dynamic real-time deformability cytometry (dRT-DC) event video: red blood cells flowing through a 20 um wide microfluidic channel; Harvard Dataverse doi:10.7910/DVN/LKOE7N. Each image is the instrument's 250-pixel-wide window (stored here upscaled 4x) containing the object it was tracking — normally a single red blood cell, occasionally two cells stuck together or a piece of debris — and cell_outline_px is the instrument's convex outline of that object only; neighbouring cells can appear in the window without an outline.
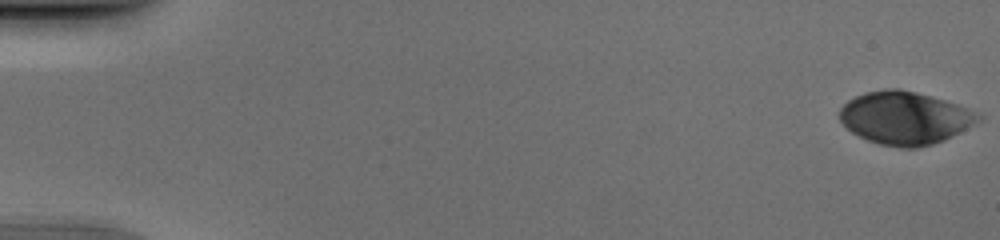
{"species": "human", "species_latin": "Homo sapiens", "temperature_condition": "cold", "stored_images_in_passage": 52, "camera_frame_rate_fps": 3000, "um_per_image_px": 0.085, "donor": {"sex": "male"}, "frame": {"image": 1, "passage_image": 1, "time_ms": 0.0, "image_size_px": [1000, 240], "cell_outline_px": [[984, 116], [980, 120], [944, 140], [932, 144], [916, 148], [900, 148], [880, 144], [868, 140], [852, 132], [840, 120], [840, 108], [848, 100], [864, 92], [884, 88], [900, 88], [932, 96], [956, 104]], "centroid_in_image_um": [76.89, 10.01], "position_along_channel_um": 8.1, "area_um2": 42.43}}
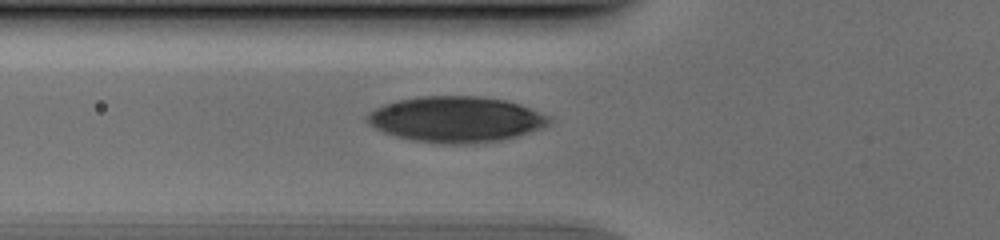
{"frame": {"image": 2, "passage_image": 20, "time_ms": 6.333, "image_size_px": [1000, 240], "cell_outline_px": [[552, 120], [544, 128], [516, 136], [500, 140], [472, 144], [444, 144], [412, 140], [396, 136], [384, 132], [368, 124], [364, 120], [364, 116], [368, 112], [384, 104], [396, 100], [420, 96], [480, 96], [508, 100], [520, 104], [552, 116]], "centroid_in_image_um": [38.77, 10.14], "position_along_channel_um": 87.0, "area_um2": 49.07}}
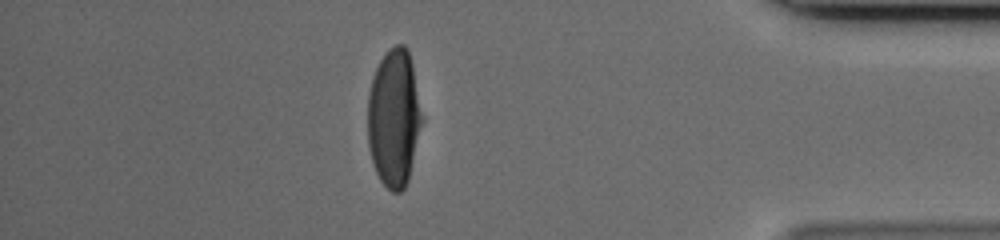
{"frame": {"image": 3, "passage_image": 46, "time_ms": 15.0, "image_size_px": [1000, 240], "cell_outline_px": [[424, 120], [408, 180], [404, 188], [400, 192], [392, 192], [380, 180], [376, 172], [368, 148], [368, 92], [372, 76], [380, 60], [388, 48], [396, 44], [404, 44], [408, 48], [412, 64]], "centroid_in_image_um": [33.5, 10.0], "position_along_channel_um": 401.7, "area_um2": 44.1}}